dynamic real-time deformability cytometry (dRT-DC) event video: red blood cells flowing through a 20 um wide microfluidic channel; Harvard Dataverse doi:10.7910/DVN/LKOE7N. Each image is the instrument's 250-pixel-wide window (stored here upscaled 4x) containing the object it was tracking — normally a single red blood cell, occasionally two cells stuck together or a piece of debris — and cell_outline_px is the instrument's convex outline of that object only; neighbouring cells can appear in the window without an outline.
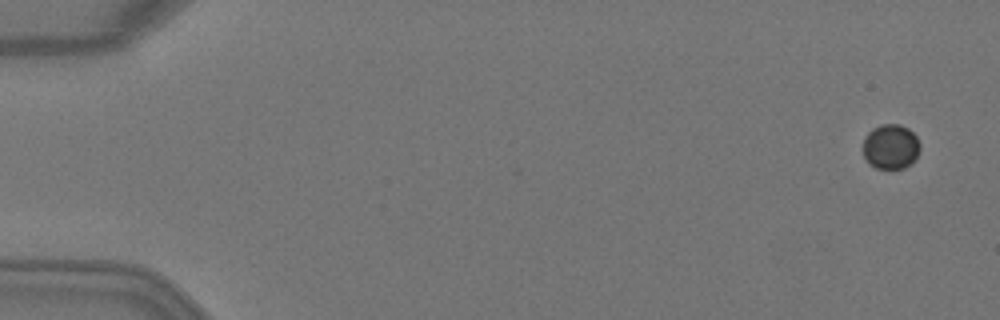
{"species": "Egyptian fruit bat (a non-hibernating species)", "species_latin": "Rousettus aegyptiacus", "temperature_condition": "warm", "stored_images_in_passage": 7, "camera_frame_rate_fps": 3000, "um_per_image_px": 0.085, "animal": {"sex": "female"}, "frame": {"image": 1, "passage_image": 1, "time_ms": 0.0, "image_size_px": [1000, 320], "cell_outline_px": [[920, 148], [912, 164], [904, 168], [876, 168], [868, 164], [864, 156], [864, 136], [872, 128], [880, 124], [900, 124], [908, 128], [916, 136], [920, 144]], "centroid_in_image_um": [75.7, 12.46], "position_along_channel_um": 9.3, "area_um2": 15.03}}
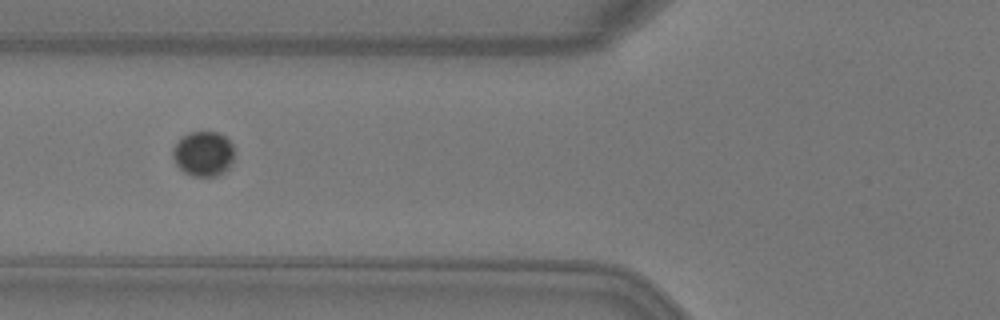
{"frame": {"image": 2, "passage_image": 6, "time_ms": 1.667, "image_size_px": [1000, 320], "cell_outline_px": [[232, 164], [224, 172], [216, 176], [192, 176], [184, 172], [176, 164], [172, 156], [172, 148], [188, 132], [216, 132], [224, 136], [232, 144]], "centroid_in_image_um": [17.27, 13.08], "position_along_channel_um": 108.5, "area_um2": 15.95}}